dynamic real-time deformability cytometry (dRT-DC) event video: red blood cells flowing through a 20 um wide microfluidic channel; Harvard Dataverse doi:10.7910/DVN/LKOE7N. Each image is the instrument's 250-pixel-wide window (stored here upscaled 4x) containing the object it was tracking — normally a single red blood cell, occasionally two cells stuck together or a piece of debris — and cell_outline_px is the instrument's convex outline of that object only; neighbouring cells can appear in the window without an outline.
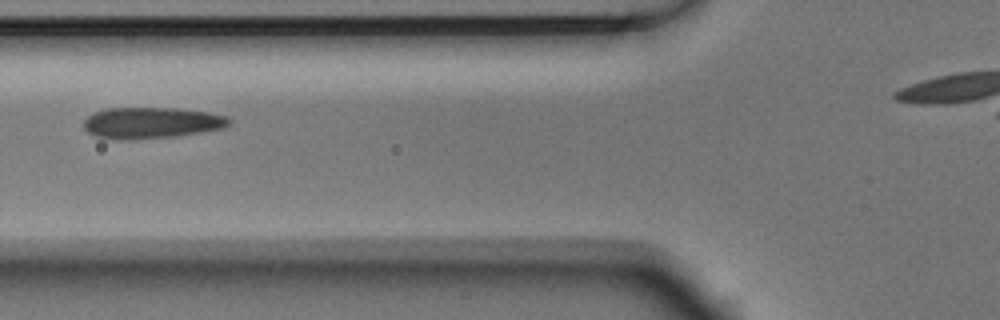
{"species": "Egyptian fruit bat (a non-hibernating species)", "species_latin": "Rousettus aegyptiacus", "temperature_condition": "room temperature", "stored_images_in_passage": 8, "camera_frame_rate_fps": 3000, "um_per_image_px": 0.085, "animal": {"sex": "male"}, "frame": {"image": 1, "passage_image": 5, "time_ms": 1.333, "image_size_px": [1000, 320], "cell_outline_px": [[232, 120], [228, 124], [220, 128], [200, 132], [176, 136], [96, 136], [88, 132], [84, 128], [84, 120], [88, 116], [96, 112], [108, 108], [176, 108], [208, 112], [228, 116]], "centroid_in_image_um": [12.94, 10.37], "position_along_channel_um": 112.9, "area_um2": 25.03}}
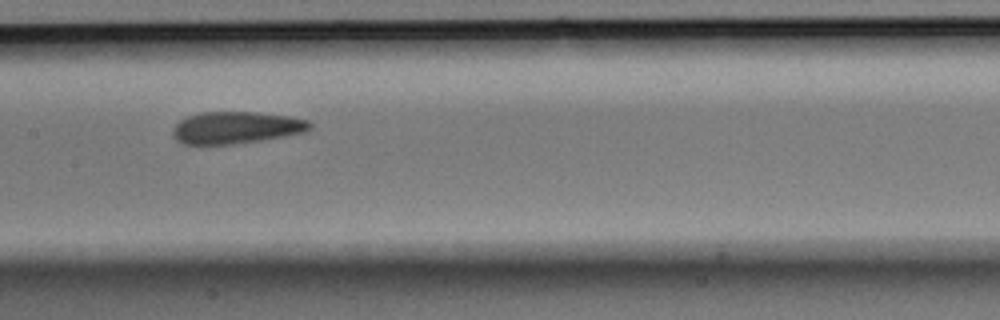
{"frame": {"image": 2, "passage_image": 7, "time_ms": 2.0, "image_size_px": [1000, 320], "cell_outline_px": [[312, 128], [308, 132], [260, 140], [232, 144], [200, 148], [184, 144], [176, 140], [172, 136], [172, 128], [180, 120], [188, 116], [200, 112], [256, 112], [288, 116], [308, 120], [312, 124]], "centroid_in_image_um": [20.0, 10.88], "position_along_channel_um": 187.4, "area_um2": 26.36}}
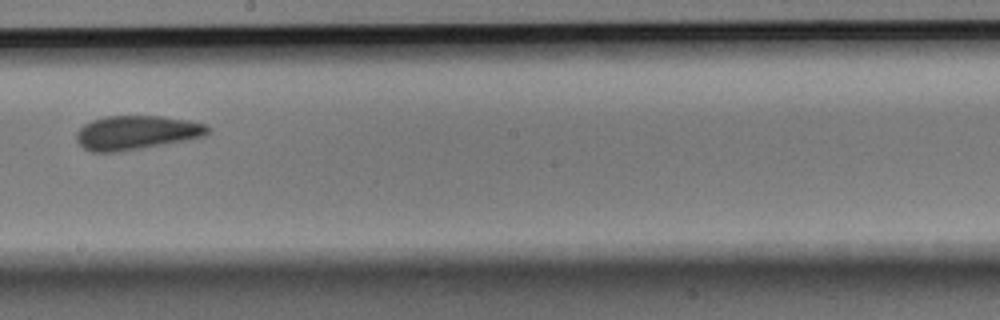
{"frame": {"image": 3, "passage_image": 8, "time_ms": 2.333, "image_size_px": [1000, 320], "cell_outline_px": [[212, 132], [204, 136], [184, 140], [120, 152], [92, 152], [84, 148], [76, 140], [76, 132], [84, 124], [92, 120], [108, 116], [160, 116], [188, 120], [204, 124], [212, 128]], "centroid_in_image_um": [11.6, 11.27], "position_along_channel_um": 236.6, "area_um2": 26.01}}